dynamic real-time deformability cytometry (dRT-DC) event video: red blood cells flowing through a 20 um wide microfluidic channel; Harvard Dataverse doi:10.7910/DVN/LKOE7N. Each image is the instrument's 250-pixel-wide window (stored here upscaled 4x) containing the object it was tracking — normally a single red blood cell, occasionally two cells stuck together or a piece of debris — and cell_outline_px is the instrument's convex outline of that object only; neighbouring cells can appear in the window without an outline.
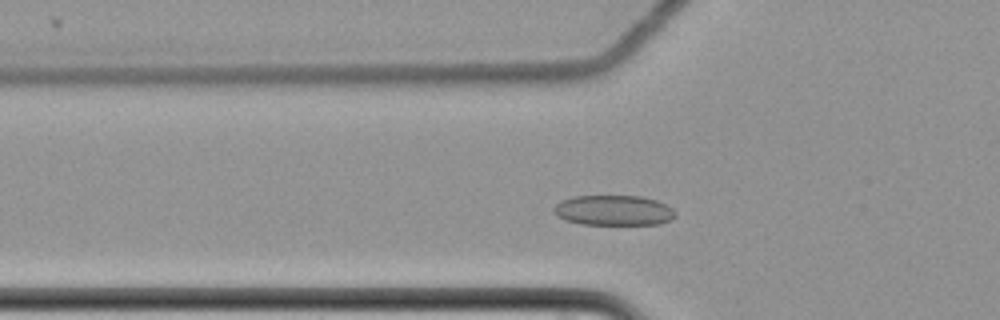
{"species": "common noctule bat (a hibernating species)", "species_latin": "Nyctalus noctula", "temperature_condition": "cold", "stored_images_in_passage": 51, "camera_frame_rate_fps": 3000, "um_per_image_px": 0.085, "animal": {"sex": "female", "body_mass_g": 22.7, "forearm_length_mm": 54.2}, "frame": {"image": 1, "passage_image": 12, "time_ms": 3.667, "image_size_px": [1000, 320], "cell_outline_px": [[676, 216], [672, 220], [660, 224], [580, 224], [564, 220], [556, 216], [552, 212], [552, 208], [560, 200], [576, 196], [640, 196], [656, 200], [672, 208], [676, 212]], "centroid_in_image_um": [52.13, 17.88], "position_along_channel_um": 73.7, "area_um2": 21.62}}
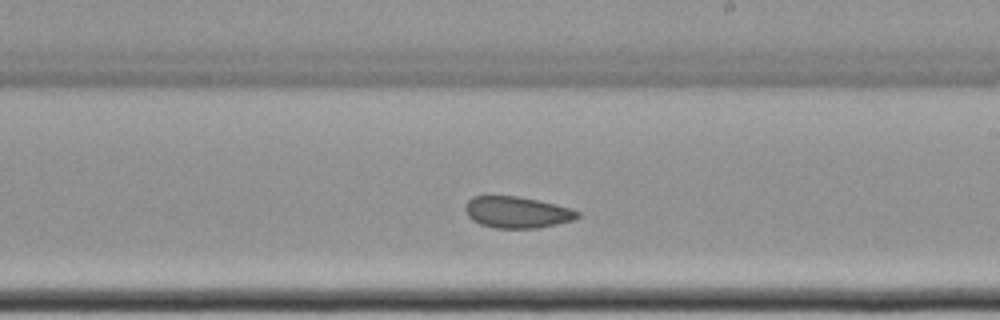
{"frame": {"image": 2, "passage_image": 27, "time_ms": 8.667, "image_size_px": [1000, 320], "cell_outline_px": [[580, 216], [572, 220], [556, 224], [536, 228], [492, 228], [480, 224], [472, 220], [468, 216], [464, 208], [468, 200], [472, 196], [516, 196], [556, 204], [572, 208], [580, 212]], "centroid_in_image_um": [43.93, 18.04], "position_along_channel_um": 245.1, "area_um2": 20.58}}
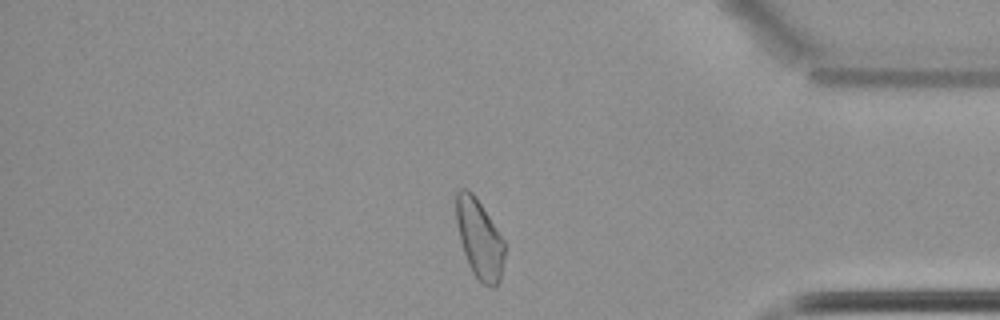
{"frame": {"image": 3, "passage_image": 42, "time_ms": 13.667, "image_size_px": [1000, 320], "cell_outline_px": [[508, 244], [500, 280], [496, 288], [492, 288], [484, 284], [472, 272], [468, 264], [460, 240], [456, 220], [456, 192], [460, 188], [468, 188], [476, 196]], "centroid_in_image_um": [40.8, 20.3], "position_along_channel_um": 394.4, "area_um2": 22.95}, "authors_computed_cell_mechanics": {"area_um2": 21.964, "velocity_mm_per_s": 3.4627, "shape_relaxation_time_tau1_ms": null, "shape_relaxation_time_tau2_ms": 3.229, "deformation_change_tau1": null, "deformation_change_tau2": 0.0769}}